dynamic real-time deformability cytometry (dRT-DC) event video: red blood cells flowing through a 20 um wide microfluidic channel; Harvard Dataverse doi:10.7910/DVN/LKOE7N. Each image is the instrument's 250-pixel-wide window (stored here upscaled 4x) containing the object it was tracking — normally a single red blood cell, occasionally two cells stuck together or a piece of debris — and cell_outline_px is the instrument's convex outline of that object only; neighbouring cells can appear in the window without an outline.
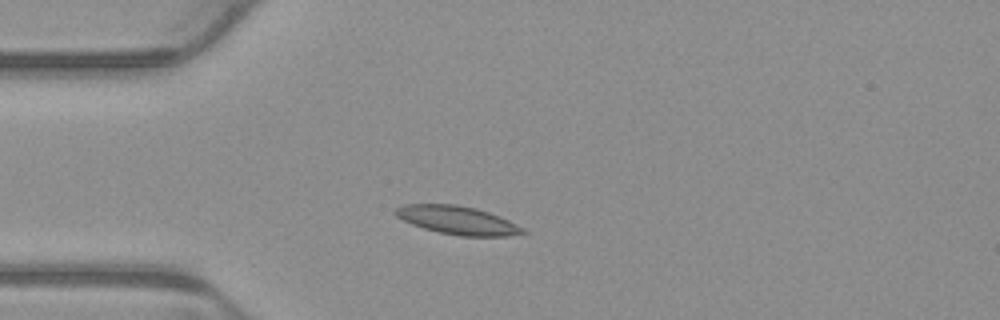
{"species": "common noctule bat (a hibernating species)", "species_latin": "Nyctalus noctula", "temperature_condition": "warm", "stored_images_in_passage": 4, "camera_frame_rate_fps": 3000, "um_per_image_px": 0.085, "animal": {"sex": "male", "body_mass_g": 23.1, "forearm_length_mm": 52.7}, "frame": {"image": 1, "passage_image": 3, "time_ms": 0.667, "image_size_px": [1000, 320], "cell_outline_px": [[528, 232], [508, 236], [460, 236], [440, 232], [424, 228], [412, 224], [396, 216], [392, 212], [396, 208], [404, 204], [456, 204], [476, 208], [500, 216], [524, 228]], "centroid_in_image_um": [38.89, 18.71], "position_along_channel_um": 46.1, "area_um2": 20.98}}